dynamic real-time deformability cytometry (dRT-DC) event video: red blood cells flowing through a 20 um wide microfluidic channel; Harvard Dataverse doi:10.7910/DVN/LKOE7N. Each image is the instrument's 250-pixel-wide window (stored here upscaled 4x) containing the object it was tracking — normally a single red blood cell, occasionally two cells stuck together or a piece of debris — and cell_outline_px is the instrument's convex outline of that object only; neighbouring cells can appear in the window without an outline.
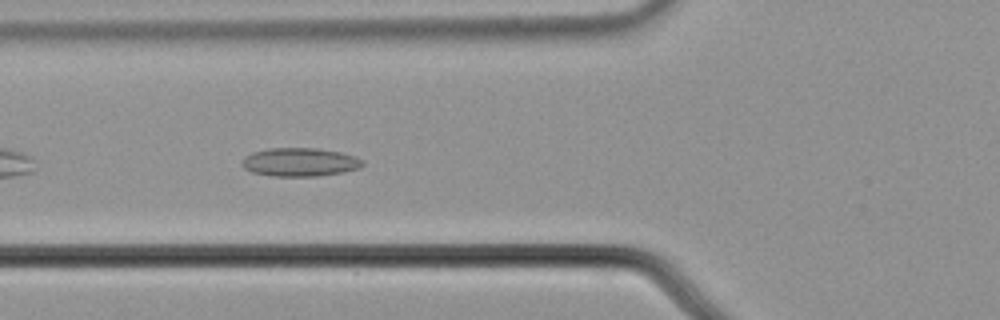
{"species": "common noctule bat (a hibernating species)", "species_latin": "Nyctalus noctula", "temperature_condition": "cold", "stored_images_in_passage": 42, "camera_frame_rate_fps": 3000, "um_per_image_px": 0.085, "animal": {"sex": "male", "body_mass_g": 21.5, "forearm_length_mm": 52.0}, "frame": {"image": 1, "passage_image": 7, "time_ms": 2.0, "image_size_px": [1000, 320], "cell_outline_px": [[364, 164], [360, 168], [344, 172], [316, 176], [272, 176], [252, 172], [244, 168], [240, 164], [244, 156], [252, 152], [268, 148], [316, 148], [340, 152], [356, 156], [364, 160]], "centroid_in_image_um": [25.49, 13.78], "position_along_channel_um": 100.3, "area_um2": 20.23}}
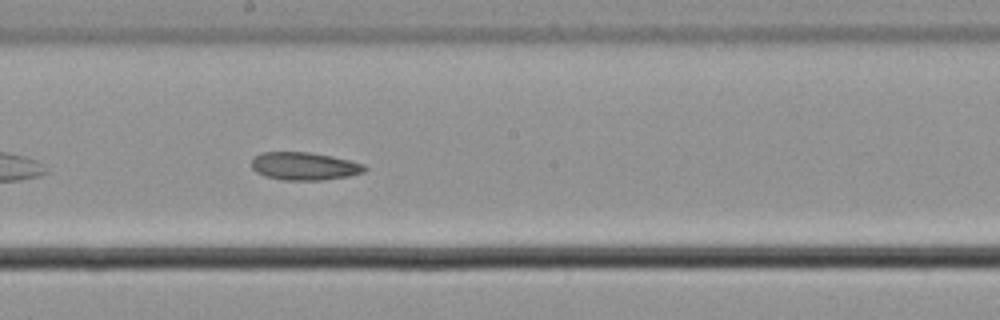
{"frame": {"image": 2, "passage_image": 17, "time_ms": 5.333, "image_size_px": [1000, 320], "cell_outline_px": [[368, 168], [364, 172], [348, 176], [324, 180], [284, 180], [264, 176], [256, 172], [252, 168], [252, 160], [260, 152], [308, 152], [332, 156], [364, 164]], "centroid_in_image_um": [25.87, 14.12], "position_along_channel_um": 222.3, "area_um2": 18.38}}
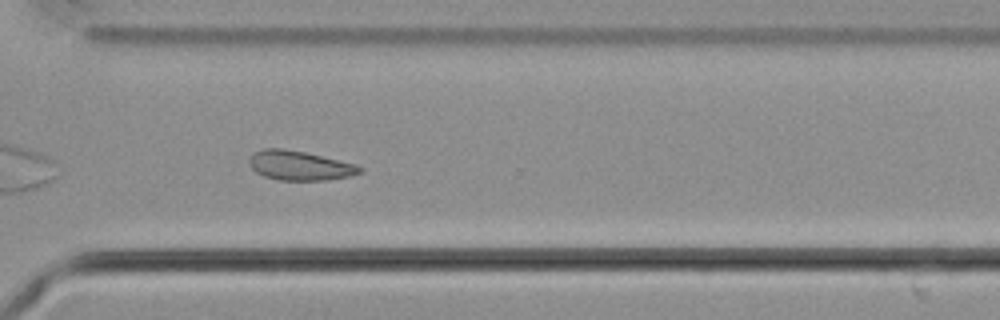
{"frame": {"image": 3, "passage_image": 27, "time_ms": 8.667, "image_size_px": [1000, 320], "cell_outline_px": [[364, 168], [360, 172], [352, 176], [328, 180], [280, 180], [264, 176], [256, 172], [252, 168], [248, 160], [252, 152], [264, 148], [284, 148], [304, 152], [356, 164]], "centroid_in_image_um": [25.46, 14.07], "position_along_channel_um": 345.1, "area_um2": 19.02}}